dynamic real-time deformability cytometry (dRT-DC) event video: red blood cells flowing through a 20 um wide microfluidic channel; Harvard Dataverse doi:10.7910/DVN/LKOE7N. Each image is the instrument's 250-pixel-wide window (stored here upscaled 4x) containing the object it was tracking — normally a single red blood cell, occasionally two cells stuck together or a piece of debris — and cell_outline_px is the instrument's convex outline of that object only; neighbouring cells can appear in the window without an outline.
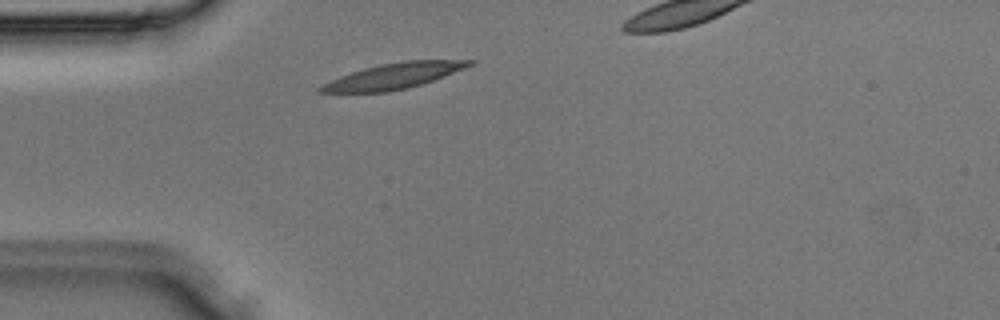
{"species": "Egyptian fruit bat (a non-hibernating species)", "species_latin": "Rousettus aegyptiacus", "temperature_condition": "room temperature", "stored_images_in_passage": 2, "camera_frame_rate_fps": 3000, "um_per_image_px": 0.085, "animal": {"sex": "male"}, "frame": {"image": 1, "passage_image": 1, "time_ms": 0.0, "image_size_px": [1000, 320], "cell_outline_px": [[476, 64], [432, 80], [420, 84], [388, 92], [316, 92], [316, 88], [340, 76], [364, 68], [380, 64], [404, 60], [476, 60]], "centroid_in_image_um": [33.47, 6.44], "position_along_channel_um": 51.5, "area_um2": 21.91}}